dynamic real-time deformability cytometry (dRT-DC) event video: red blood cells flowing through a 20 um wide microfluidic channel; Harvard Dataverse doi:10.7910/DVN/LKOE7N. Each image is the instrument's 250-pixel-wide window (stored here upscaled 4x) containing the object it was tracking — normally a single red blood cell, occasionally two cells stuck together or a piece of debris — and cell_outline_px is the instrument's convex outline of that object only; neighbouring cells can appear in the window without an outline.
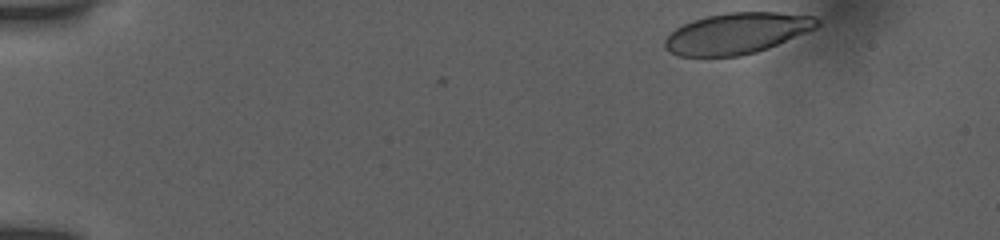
{"species": "human", "species_latin": "Homo sapiens", "temperature_condition": "room temperature", "stored_images_in_passage": 11, "camera_frame_rate_fps": 3000, "um_per_image_px": 0.085, "donor": {"sex": "female"}, "frame": {"image": 1, "passage_image": 1, "time_ms": 0.0, "image_size_px": [1000, 240], "cell_outline_px": [[820, 24], [816, 28], [768, 48], [756, 52], [740, 56], [676, 56], [664, 48], [664, 40], [676, 28], [692, 20], [708, 16], [728, 12], [776, 12], [816, 16], [820, 20]], "centroid_in_image_um": [62.64, 2.83], "position_along_channel_um": 22.4, "area_um2": 36.36}}
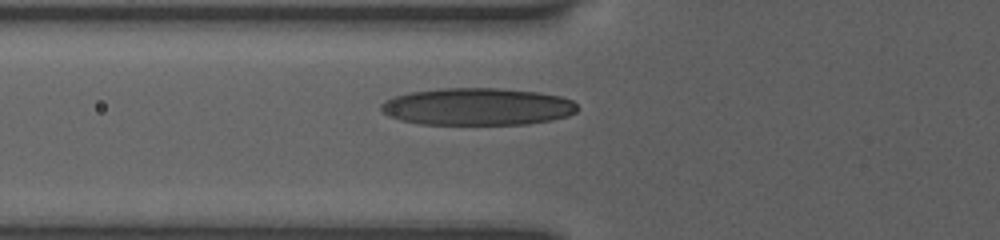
{"frame": {"image": 2, "passage_image": 10, "time_ms": 4.667, "image_size_px": [1000, 240], "cell_outline_px": [[576, 112], [568, 116], [552, 120], [528, 124], [420, 124], [400, 120], [388, 116], [380, 108], [380, 104], [384, 100], [396, 96], [412, 92], [440, 88], [500, 88], [536, 92], [560, 96], [572, 100], [576, 104]], "centroid_in_image_um": [40.57, 9.07], "position_along_channel_um": 85.2, "area_um2": 42.66}}